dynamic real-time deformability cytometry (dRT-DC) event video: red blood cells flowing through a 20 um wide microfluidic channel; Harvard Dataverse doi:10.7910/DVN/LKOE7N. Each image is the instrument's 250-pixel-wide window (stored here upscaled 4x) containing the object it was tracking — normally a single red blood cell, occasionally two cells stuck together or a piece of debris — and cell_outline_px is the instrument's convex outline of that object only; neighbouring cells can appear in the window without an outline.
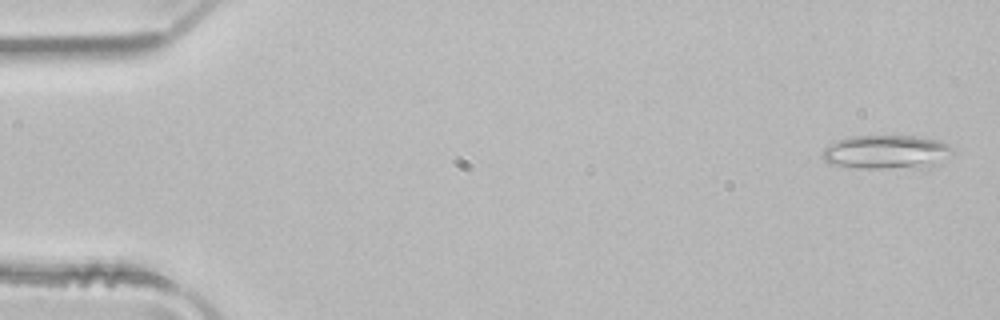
{"species": "common noctule bat (a hibernating species)", "species_latin": "Nyctalus noctula", "temperature_condition": "room temperature", "stored_images_in_passage": 4, "camera_frame_rate_fps": 3000, "um_per_image_px": 0.085, "animal": {"sex": "male", "body_mass_g": 21.5, "forearm_length_mm": 52.0}, "frame": {"image": 1, "passage_image": 1, "time_ms": 0.0, "image_size_px": [1000, 320], "cell_outline_px": [[952, 152], [932, 164], [920, 168], [864, 168], [832, 164], [824, 160], [820, 156], [824, 148], [828, 144], [836, 140], [852, 136], [912, 136], [936, 140], [948, 144], [952, 148]], "centroid_in_image_um": [75.25, 12.91], "position_along_channel_um": 9.8, "area_um2": 25.32}}